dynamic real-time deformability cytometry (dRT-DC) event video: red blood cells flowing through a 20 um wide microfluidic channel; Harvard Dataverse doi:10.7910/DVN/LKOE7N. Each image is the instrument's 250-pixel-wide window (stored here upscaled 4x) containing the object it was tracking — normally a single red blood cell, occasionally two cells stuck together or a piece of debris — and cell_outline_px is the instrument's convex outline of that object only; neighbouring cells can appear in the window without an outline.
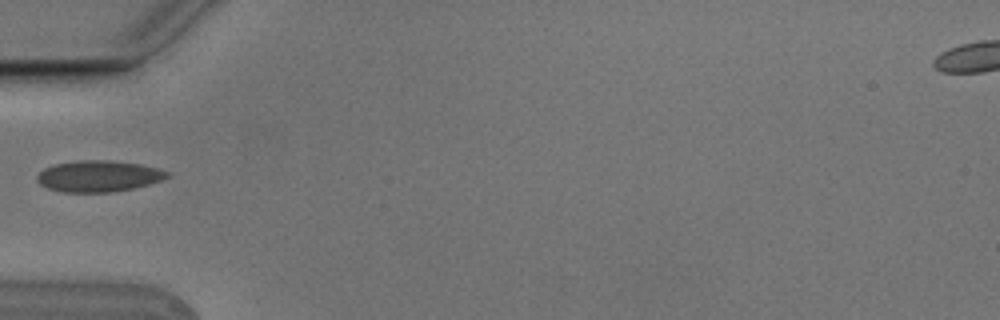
{"species": "Egyptian fruit bat (a non-hibernating species)", "species_latin": "Rousettus aegyptiacus", "temperature_condition": "cold", "stored_images_in_passage": 2, "camera_frame_rate_fps": 3000, "um_per_image_px": 0.085, "animal": {"sex": "male"}, "frame": {"image": 1, "passage_image": 2, "time_ms": 0.333, "image_size_px": [1000, 320], "cell_outline_px": [[172, 176], [136, 188], [112, 192], [64, 192], [48, 188], [40, 184], [36, 180], [36, 176], [44, 168], [56, 164], [76, 160], [108, 160], [140, 164], [156, 168], [168, 172]], "centroid_in_image_um": [8.37, 14.97], "position_along_channel_um": 76.6, "area_um2": 23.7}}